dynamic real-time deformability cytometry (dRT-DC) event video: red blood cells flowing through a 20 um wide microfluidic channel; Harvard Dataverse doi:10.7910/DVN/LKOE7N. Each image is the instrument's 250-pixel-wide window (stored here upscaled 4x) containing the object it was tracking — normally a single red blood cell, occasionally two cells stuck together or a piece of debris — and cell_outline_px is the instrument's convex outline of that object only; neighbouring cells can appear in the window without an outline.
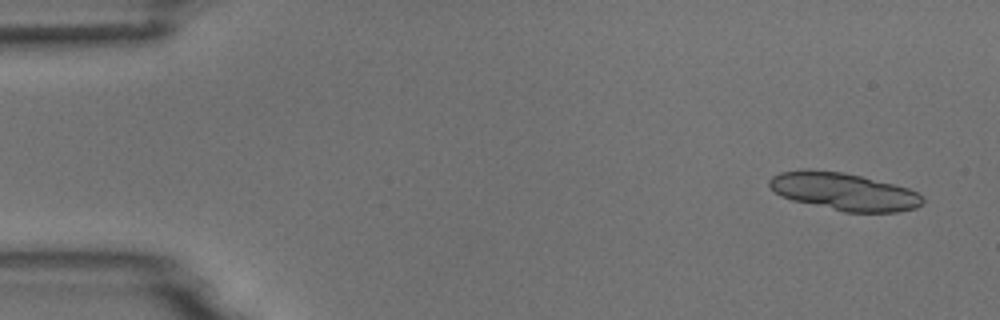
{"species": "common noctule bat (a hibernating species)", "species_latin": "Nyctalus noctula", "temperature_condition": "room temperature", "stored_images_in_passage": 7, "segment_of_instrument_passage": [1, 2], "camera_frame_rate_fps": 3000, "um_per_image_px": 0.085, "animal": {"sex": "male", "body_mass_g": 18.8}, "frame": {"image": 1, "passage_image": 1, "time_ms": 0.0, "image_size_px": [1000, 320], "cell_outline_px": [[924, 200], [916, 208], [896, 212], [844, 212], [792, 200], [780, 196], [768, 184], [768, 180], [772, 176], [780, 172], [808, 168], [844, 172], [908, 188], [924, 196]], "centroid_in_image_um": [71.7, 16.27], "position_along_channel_um": 13.3, "area_um2": 33.58}}